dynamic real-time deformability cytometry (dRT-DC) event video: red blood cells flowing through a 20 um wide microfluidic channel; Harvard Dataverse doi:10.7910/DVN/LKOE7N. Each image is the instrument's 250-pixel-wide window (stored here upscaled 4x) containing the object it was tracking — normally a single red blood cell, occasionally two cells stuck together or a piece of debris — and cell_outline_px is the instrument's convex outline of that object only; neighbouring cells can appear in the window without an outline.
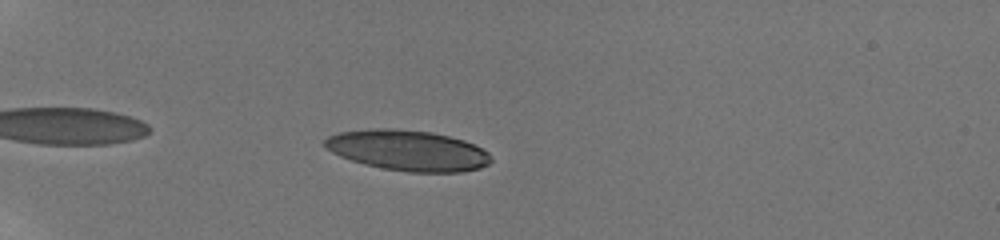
{"species": "human", "species_latin": "Homo sapiens", "temperature_condition": "room temperature", "stored_images_in_passage": 41, "camera_frame_rate_fps": 3000, "um_per_image_px": 0.085, "donor": {"sex": "male"}, "frame": {"image": 1, "passage_image": 3, "time_ms": 0.667, "image_size_px": [1000, 240], "cell_outline_px": [[492, 160], [488, 164], [480, 168], [460, 172], [408, 172], [384, 168], [364, 164], [340, 156], [332, 152], [324, 144], [324, 140], [328, 136], [340, 132], [372, 128], [396, 128], [432, 132], [464, 140], [488, 152]], "centroid_in_image_um": [34.67, 12.78], "position_along_channel_um": 50.3, "area_um2": 39.19}}
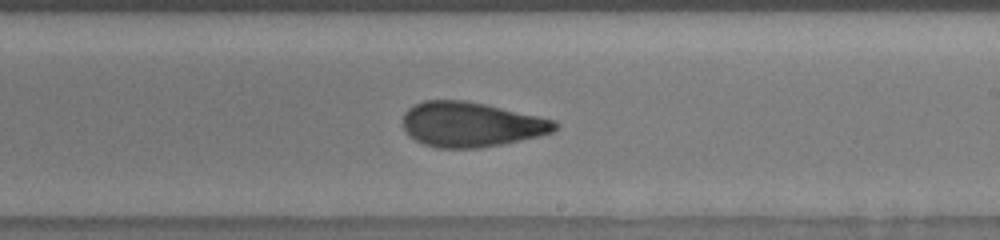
{"frame": {"image": 2, "passage_image": 22, "time_ms": 7.0, "image_size_px": [1000, 240], "cell_outline_px": [[556, 128], [552, 132], [536, 136], [500, 144], [480, 148], [436, 148], [424, 144], [408, 136], [404, 128], [404, 112], [408, 108], [424, 100], [464, 100], [484, 104], [556, 120]], "centroid_in_image_um": [39.99, 10.58], "position_along_channel_um": 249.0, "area_um2": 39.36}}
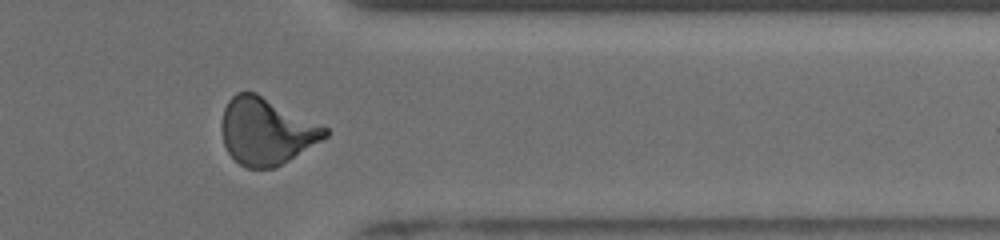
{"frame": {"image": 3, "passage_image": 33, "time_ms": 10.667, "image_size_px": [1000, 240], "cell_outline_px": [[328, 136], [276, 168], [248, 168], [240, 164], [228, 152], [224, 144], [220, 128], [220, 124], [224, 108], [228, 100], [236, 92], [256, 92], [328, 128]], "centroid_in_image_um": [22.61, 11.15], "position_along_channel_um": 388.8, "area_um2": 40.17}, "authors_computed_cell_mechanics": {"area_um2": 39.1884, "velocity_mm_per_s": 3.8762, "shape_relaxation_time_tau1_ms": 6.0521, "shape_relaxation_time_tau2_ms": 1.7121, "deformation_change_tau1": 0.211, "deformation_change_tau2": 0.0971}}